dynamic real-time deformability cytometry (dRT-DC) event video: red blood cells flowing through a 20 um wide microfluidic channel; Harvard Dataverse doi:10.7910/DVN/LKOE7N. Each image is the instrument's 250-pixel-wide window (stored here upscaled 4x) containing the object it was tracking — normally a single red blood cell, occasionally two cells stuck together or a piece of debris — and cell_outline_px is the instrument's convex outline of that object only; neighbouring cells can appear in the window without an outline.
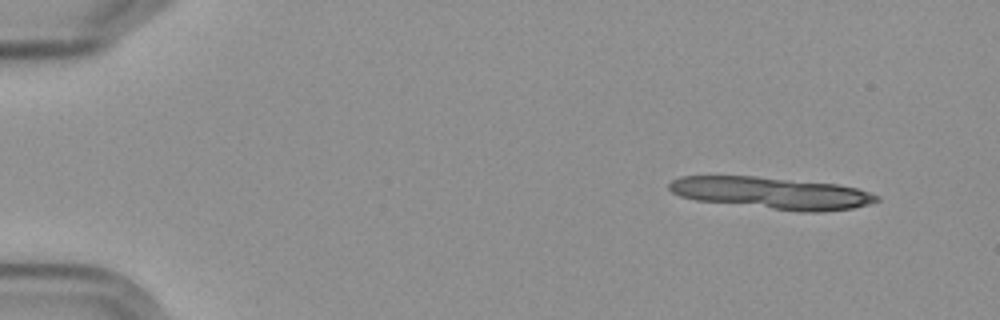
{"species": "Egyptian fruit bat (a non-hibernating species)", "species_latin": "Rousettus aegyptiacus", "temperature_condition": "cold", "stored_images_in_passage": 6, "segment_of_instrument_passage": [1, 2], "camera_frame_rate_fps": 3000, "um_per_image_px": 0.085, "frame": {"image": 1, "passage_image": 1, "time_ms": 0.0, "image_size_px": [1000, 320], "cell_outline_px": [[880, 200], [868, 204], [852, 208], [824, 212], [800, 212], [696, 200], [680, 196], [672, 192], [668, 188], [668, 184], [672, 180], [680, 176], [756, 176], [836, 184], [856, 188], [880, 196]], "centroid_in_image_um": [65.59, 16.41], "position_along_channel_um": 19.4, "area_um2": 38.55}}